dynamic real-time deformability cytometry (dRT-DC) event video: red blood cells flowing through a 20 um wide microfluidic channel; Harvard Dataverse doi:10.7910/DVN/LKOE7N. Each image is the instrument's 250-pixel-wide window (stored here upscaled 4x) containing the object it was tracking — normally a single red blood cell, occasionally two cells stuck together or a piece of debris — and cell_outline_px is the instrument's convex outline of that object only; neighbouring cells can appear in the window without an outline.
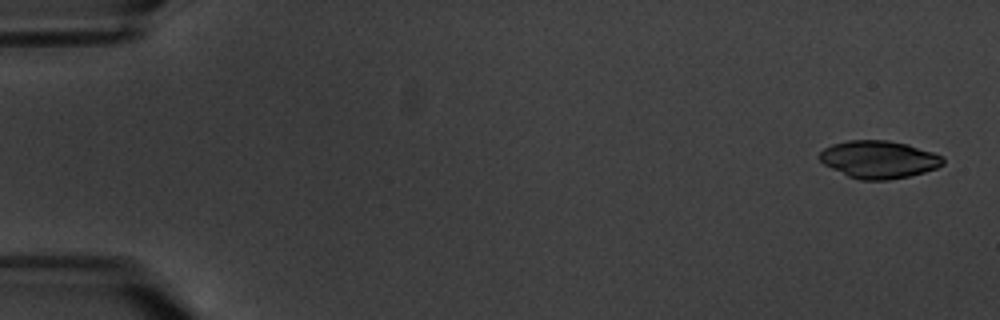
{"species": "common noctule bat (a hibernating species)", "species_latin": "Nyctalus noctula", "temperature_condition": "warm", "stored_images_in_passage": 6, "camera_frame_rate_fps": 3000, "um_per_image_px": 0.085, "animal": {"sex": "male", "body_mass_g": 20.1, "forearm_length_mm": 53.5}, "frame": {"image": 1, "passage_image": 1, "time_ms": 0.0, "image_size_px": [1000, 320], "cell_outline_px": [[944, 164], [936, 168], [924, 172], [908, 176], [888, 180], [860, 180], [848, 176], [824, 164], [816, 156], [824, 148], [832, 144], [848, 140], [888, 140], [908, 144], [944, 156]], "centroid_in_image_um": [74.69, 13.54], "position_along_channel_um": 10.3, "area_um2": 27.11}}
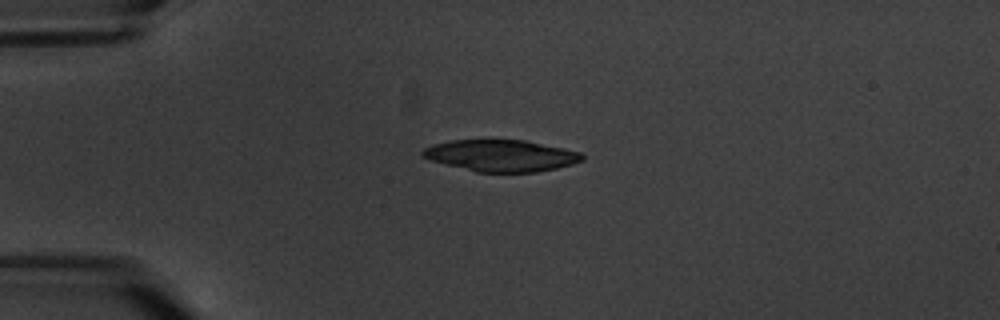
{"frame": {"image": 2, "passage_image": 4, "time_ms": 4.333, "image_size_px": [1000, 320], "cell_outline_px": [[584, 160], [572, 164], [556, 168], [536, 172], [476, 172], [432, 160], [420, 156], [420, 152], [424, 148], [432, 144], [452, 140], [488, 136], [524, 140], [564, 148], [580, 152], [584, 156]], "centroid_in_image_um": [42.55, 13.17], "position_along_channel_um": 42.5, "area_um2": 30.35}}